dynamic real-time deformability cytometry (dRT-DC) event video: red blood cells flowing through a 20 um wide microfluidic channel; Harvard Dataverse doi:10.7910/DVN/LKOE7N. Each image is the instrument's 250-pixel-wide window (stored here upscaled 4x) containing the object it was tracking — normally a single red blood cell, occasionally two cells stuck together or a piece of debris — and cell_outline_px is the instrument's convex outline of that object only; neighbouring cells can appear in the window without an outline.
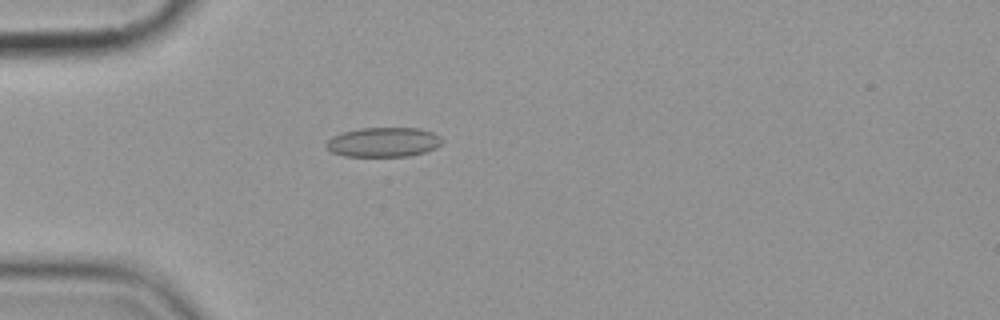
{"species": "common noctule bat (a hibernating species)", "species_latin": "Nyctalus noctula", "temperature_condition": "cold", "stored_images_in_passage": 5, "camera_frame_rate_fps": 3000, "um_per_image_px": 0.085, "animal": {"sex": "female", "body_mass_g": 19.9}, "frame": {"image": 1, "passage_image": 5, "time_ms": 5.333, "image_size_px": [1000, 320], "cell_outline_px": [[444, 140], [436, 148], [424, 152], [408, 156], [344, 156], [332, 152], [324, 144], [332, 136], [344, 132], [360, 128], [420, 128], [432, 132], [440, 136]], "centroid_in_image_um": [32.61, 12.08], "position_along_channel_um": 52.4, "area_um2": 19.94}}